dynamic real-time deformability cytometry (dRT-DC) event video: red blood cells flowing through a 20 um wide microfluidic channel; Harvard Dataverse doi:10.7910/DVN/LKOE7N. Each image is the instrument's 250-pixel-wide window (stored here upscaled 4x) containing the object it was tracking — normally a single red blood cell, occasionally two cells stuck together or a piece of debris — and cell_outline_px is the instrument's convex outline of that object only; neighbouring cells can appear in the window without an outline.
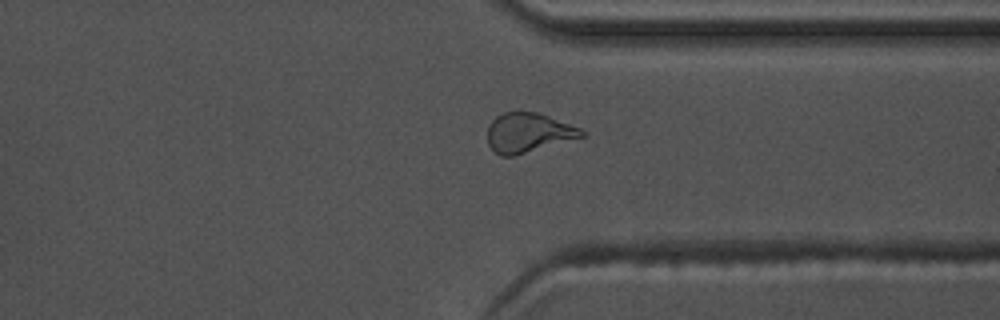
{"species": "common noctule bat (a hibernating species)", "species_latin": "Nyctalus noctula", "temperature_condition": "warm", "stored_images_in_passage": 47, "camera_frame_rate_fps": 3000, "um_per_image_px": 0.085, "animal": {"sex": "male", "body_mass_g": 17.5, "forearm_length_mm": 52.3}, "frame": {"image": 1, "passage_image": 34, "time_ms": 11.0, "image_size_px": [1000, 320], "cell_outline_px": [[588, 136], [512, 156], [500, 156], [488, 144], [488, 124], [496, 116], [504, 112], [540, 112], [580, 128], [588, 132]], "centroid_in_image_um": [44.95, 11.27], "position_along_channel_um": 366.4, "area_um2": 21.85}, "authors_computed_cell_mechanics": {"area_um2": 21.5594, "velocity_mm_per_s": 3.7466, "shape_relaxation_time_tau1_ms": null, "shape_relaxation_time_tau2_ms": 2.0272, "deformation_change_tau1": null, "deformation_change_tau2": 0.0995}}